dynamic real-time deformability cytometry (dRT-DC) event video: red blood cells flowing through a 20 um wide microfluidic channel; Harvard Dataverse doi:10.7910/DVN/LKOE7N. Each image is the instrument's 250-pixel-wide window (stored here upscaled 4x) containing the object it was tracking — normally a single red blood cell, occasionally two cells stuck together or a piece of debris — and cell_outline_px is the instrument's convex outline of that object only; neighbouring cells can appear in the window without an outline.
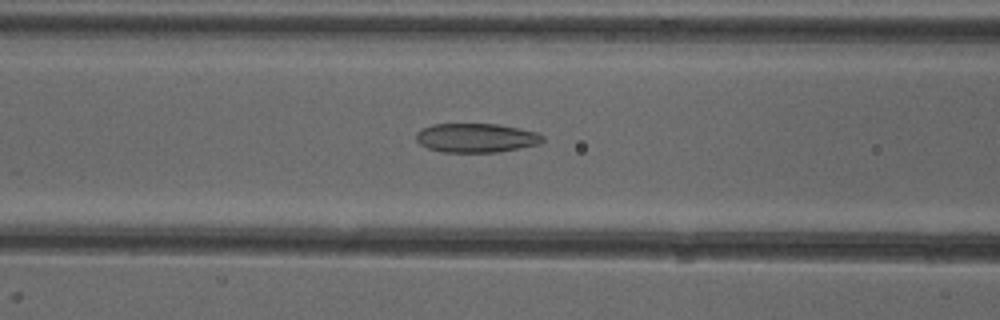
{"species": "common noctule bat (a hibernating species)", "species_latin": "Nyctalus noctula", "temperature_condition": "cold", "stored_images_in_passage": 36, "camera_frame_rate_fps": 3000, "um_per_image_px": 0.085, "animal": {"sex": "female"}, "frame": {"image": 1, "passage_image": 12, "time_ms": 3.667, "image_size_px": [1000, 320], "cell_outline_px": [[544, 140], [540, 144], [520, 148], [496, 152], [440, 152], [428, 148], [420, 144], [416, 140], [416, 132], [420, 128], [432, 124], [496, 124], [520, 128], [536, 132], [544, 136]], "centroid_in_image_um": [40.46, 11.72], "position_along_channel_um": 126.1, "area_um2": 21.62}}
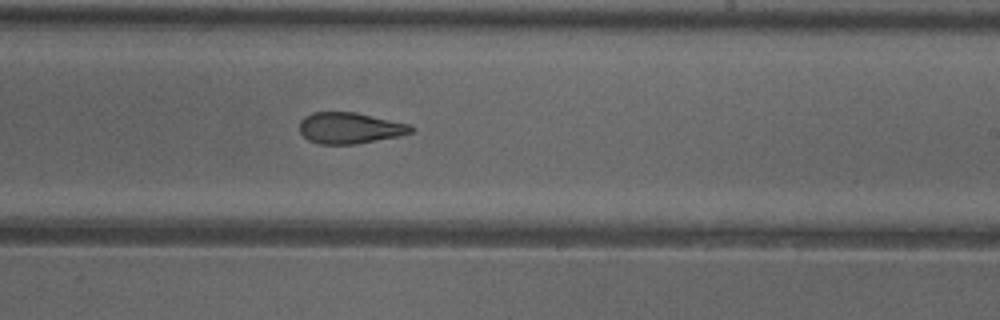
{"frame": {"image": 2, "passage_image": 22, "time_ms": 7.0, "image_size_px": [1000, 320], "cell_outline_px": [[416, 128], [412, 132], [396, 136], [356, 144], [320, 144], [308, 140], [300, 132], [300, 120], [304, 116], [312, 112], [356, 112], [408, 124]], "centroid_in_image_um": [29.7, 10.87], "position_along_channel_um": 259.3, "area_um2": 20.11}}
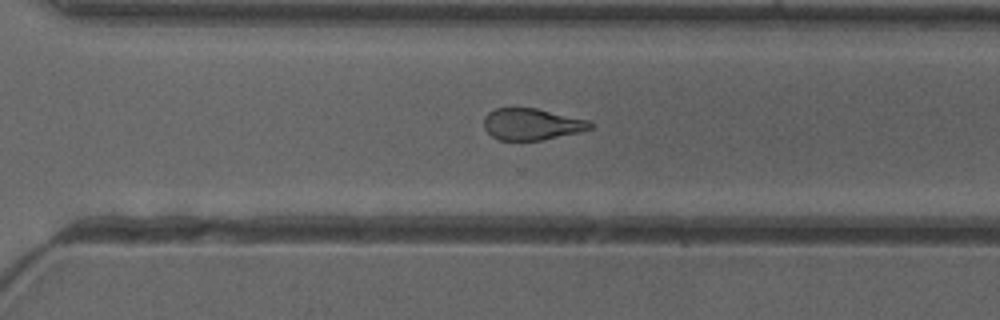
{"frame": {"image": 3, "passage_image": 27, "time_ms": 8.667, "image_size_px": [1000, 320], "cell_outline_px": [[596, 124], [592, 128], [580, 132], [540, 140], [500, 140], [492, 136], [484, 128], [484, 116], [488, 112], [496, 108], [536, 108], [588, 120]], "centroid_in_image_um": [45.21, 10.55], "position_along_channel_um": 325.4, "area_um2": 19.54}, "authors_computed_cell_mechanics": {"area_um2": 21.2415, "velocity_mm_per_s": 3.9965, "shape_relaxation_time_tau1_ms": null, "shape_relaxation_time_tau2_ms": 2.439, "deformation_change_tau1": null, "deformation_change_tau2": 0.1042}}